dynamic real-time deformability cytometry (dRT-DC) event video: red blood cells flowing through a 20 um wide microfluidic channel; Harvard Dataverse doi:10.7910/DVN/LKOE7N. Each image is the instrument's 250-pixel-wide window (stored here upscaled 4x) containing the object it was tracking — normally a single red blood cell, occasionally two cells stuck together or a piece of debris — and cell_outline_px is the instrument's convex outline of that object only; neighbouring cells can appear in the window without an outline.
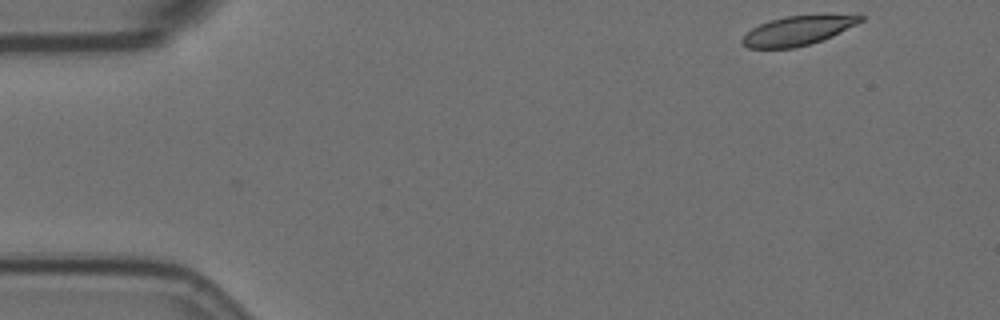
{"species": "Egyptian fruit bat (a non-hibernating species)", "species_latin": "Rousettus aegyptiacus", "temperature_condition": "room temperature", "stored_images_in_passage": 54, "camera_frame_rate_fps": 3000, "um_per_image_px": 0.085, "animal": {"sex": "female"}, "frame": {"image": 1, "passage_image": 1, "time_ms": 0.0, "image_size_px": [1000, 320], "cell_outline_px": [[864, 20], [832, 36], [796, 48], [748, 48], [740, 40], [752, 28], [760, 24], [784, 16], [864, 16]], "centroid_in_image_um": [67.74, 2.63], "position_along_channel_um": 17.3, "area_um2": 19.42}}
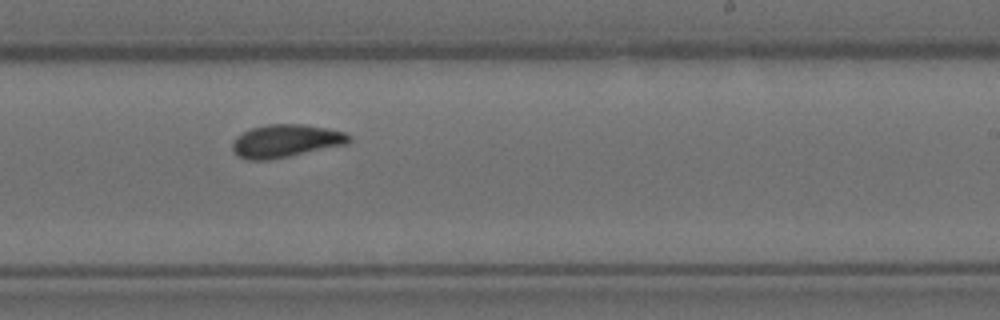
{"frame": {"image": 2, "passage_image": 31, "time_ms": 10.0, "image_size_px": [1000, 320], "cell_outline_px": [[352, 140], [348, 144], [268, 160], [248, 160], [236, 156], [232, 152], [232, 140], [236, 136], [252, 128], [268, 124], [304, 124], [328, 128], [344, 132], [352, 136]], "centroid_in_image_um": [24.28, 11.98], "position_along_channel_um": 264.7, "area_um2": 22.54}}
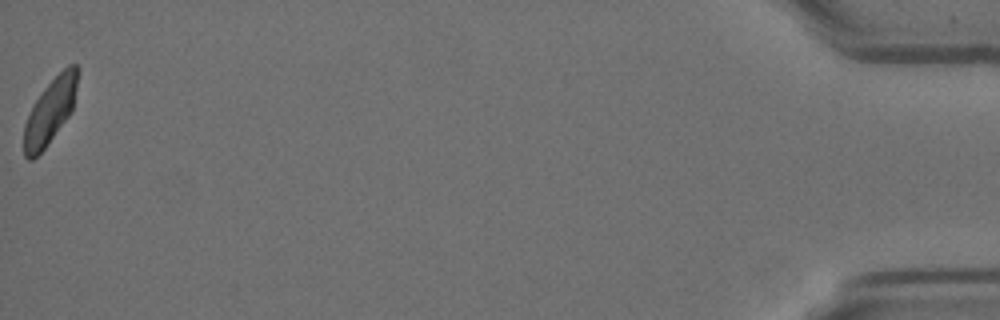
{"frame": {"image": 3, "passage_image": 54, "time_ms": 17.667, "image_size_px": [1000, 320], "cell_outline_px": [[80, 72], [72, 112], [48, 144], [32, 160], [28, 160], [24, 156], [24, 124], [32, 104], [44, 88], [68, 64], [76, 64], [80, 68]], "centroid_in_image_um": [4.29, 9.42], "position_along_channel_um": 430.9, "area_um2": 20.58}, "authors_computed_cell_mechanics": {"area_um2": 21.6461, "velocity_mm_per_s": 3.4813, "shape_relaxation_time_tau1_ms": null, "shape_relaxation_time_tau2_ms": 2.8901, "deformation_change_tau1": null, "deformation_change_tau2": 0.0577}}